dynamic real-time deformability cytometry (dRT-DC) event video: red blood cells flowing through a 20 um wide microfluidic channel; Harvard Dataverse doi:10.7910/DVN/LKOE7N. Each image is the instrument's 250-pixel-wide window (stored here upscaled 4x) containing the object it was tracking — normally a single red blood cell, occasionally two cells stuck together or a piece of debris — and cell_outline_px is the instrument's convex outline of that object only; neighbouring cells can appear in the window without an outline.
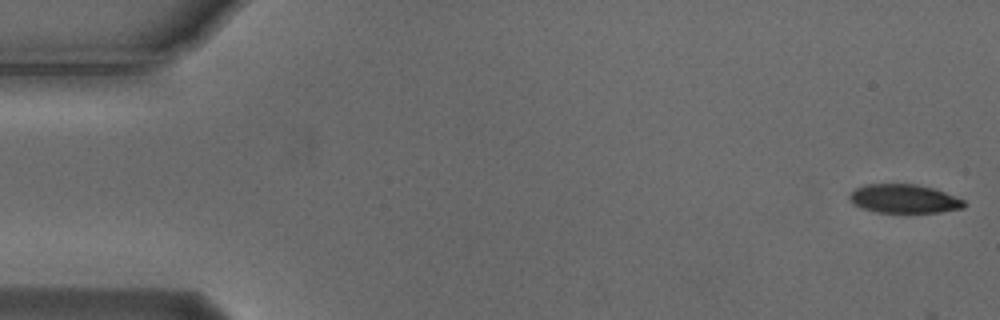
{"species": "Egyptian fruit bat (a non-hibernating species)", "species_latin": "Rousettus aegyptiacus", "temperature_condition": "cold", "stored_images_in_passage": 52, "camera_frame_rate_fps": 3000, "um_per_image_px": 0.085, "animal": {"sex": "male"}, "frame": {"image": 1, "passage_image": 1, "time_ms": 0.0, "image_size_px": [1000, 320], "cell_outline_px": [[968, 204], [964, 208], [940, 212], [876, 212], [852, 204], [848, 196], [856, 188], [864, 184], [916, 184], [936, 188], [964, 200]], "centroid_in_image_um": [76.88, 16.88], "position_along_channel_um": 8.1, "area_um2": 19.31}}
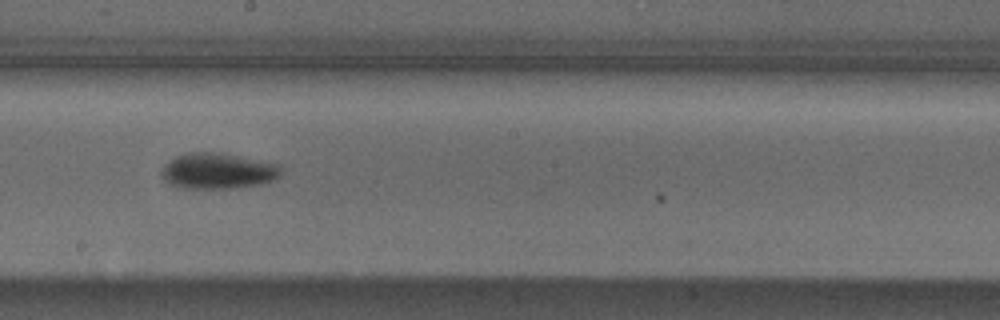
{"frame": {"image": 2, "passage_image": 30, "time_ms": 9.667, "image_size_px": [1000, 320], "cell_outline_px": [[280, 176], [272, 180], [260, 184], [232, 188], [180, 188], [168, 184], [160, 176], [160, 172], [164, 164], [176, 156], [184, 152], [220, 152], [240, 156], [276, 164], [280, 168]], "centroid_in_image_um": [18.43, 14.53], "position_along_channel_um": 229.8, "area_um2": 25.03}}
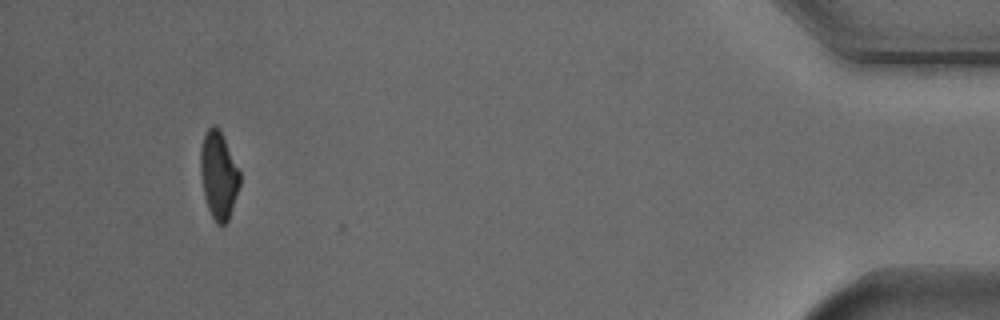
{"frame": {"image": 3, "passage_image": 51, "time_ms": 16.667, "image_size_px": [1000, 320], "cell_outline_px": [[240, 184], [228, 220], [224, 224], [216, 224], [208, 208], [204, 196], [200, 172], [200, 148], [204, 136], [208, 128], [212, 124], [216, 124], [220, 128], [240, 172]], "centroid_in_image_um": [18.57, 14.84], "position_along_channel_um": 416.6, "area_um2": 20.06}, "authors_computed_cell_mechanics": {"area_um2": 22.0218, "velocity_mm_per_s": 3.7263, "shape_relaxation_time_tau1_ms": 2.1268, "shape_relaxation_time_tau2_ms": null, "deformation_change_tau1": 0.1028, "deformation_change_tau2": null}}